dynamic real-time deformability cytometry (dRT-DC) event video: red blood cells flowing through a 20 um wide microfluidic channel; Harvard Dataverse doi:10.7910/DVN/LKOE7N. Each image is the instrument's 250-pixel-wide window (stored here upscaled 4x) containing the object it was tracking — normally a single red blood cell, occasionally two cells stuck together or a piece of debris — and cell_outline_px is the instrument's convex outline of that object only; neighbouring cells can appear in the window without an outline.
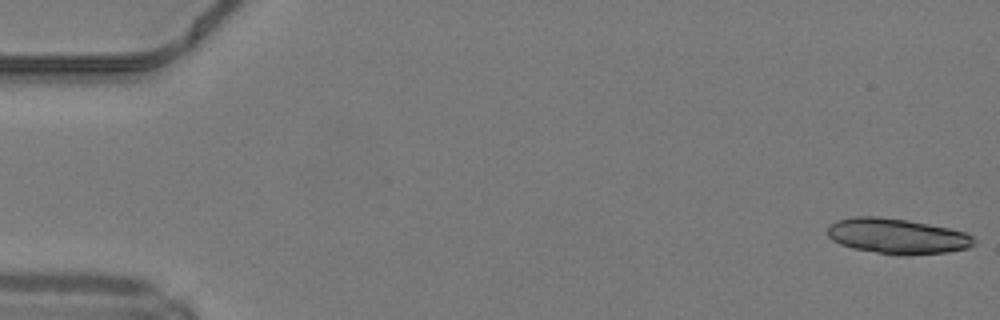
{"species": "common noctule bat (a hibernating species)", "species_latin": "Nyctalus noctula", "temperature_condition": "warm", "stored_images_in_passage": 49, "camera_frame_rate_fps": 3000, "um_per_image_px": 0.085, "animal": {"sex": "male", "body_mass_g": 19.2, "forearm_length_mm": 51.8}, "frame": {"image": 1, "passage_image": 1, "time_ms": 0.0, "image_size_px": [1000, 320], "cell_outline_px": [[976, 244], [968, 248], [948, 252], [908, 256], [896, 256], [852, 248], [840, 244], [832, 240], [828, 236], [828, 228], [836, 220], [852, 216], [880, 216], [908, 220], [948, 228], [964, 232], [972, 236], [976, 240]], "centroid_in_image_um": [76.26, 20.08], "position_along_channel_um": 8.7, "area_um2": 30.58}}
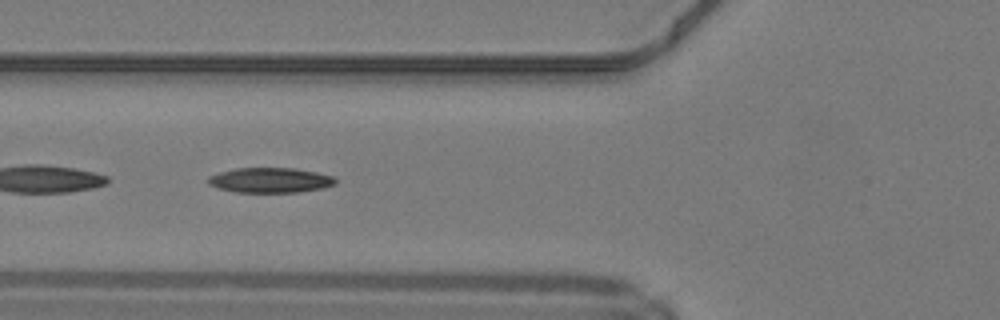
{"frame": {"image": 2, "passage_image": 19, "time_ms": 6.0, "image_size_px": [1000, 320], "cell_outline_px": [[336, 184], [324, 188], [296, 192], [236, 192], [220, 188], [208, 184], [208, 176], [220, 172], [236, 168], [296, 168], [316, 172], [332, 176], [336, 180]], "centroid_in_image_um": [22.98, 15.31], "position_along_channel_um": 102.8, "area_um2": 18.5}}
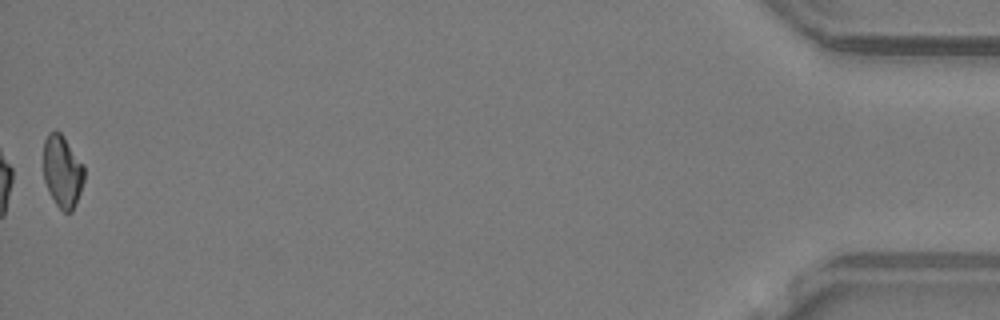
{"frame": {"image": 3, "passage_image": 49, "time_ms": 16.0, "image_size_px": [1000, 320], "cell_outline_px": [[84, 180], [80, 192], [72, 212], [64, 212], [56, 204], [44, 180], [44, 140], [48, 132], [56, 128], [64, 136], [84, 164]], "centroid_in_image_um": [5.31, 14.51], "position_along_channel_um": 429.9, "area_um2": 17.22}, "authors_computed_cell_mechanics": {"area_um2": 18.7272, "velocity_mm_per_s": 4.2443, "shape_relaxation_time_tau1_ms": 4.4529, "shape_relaxation_time_tau2_ms": null, "deformation_change_tau1": 0.1404, "deformation_change_tau2": null}}